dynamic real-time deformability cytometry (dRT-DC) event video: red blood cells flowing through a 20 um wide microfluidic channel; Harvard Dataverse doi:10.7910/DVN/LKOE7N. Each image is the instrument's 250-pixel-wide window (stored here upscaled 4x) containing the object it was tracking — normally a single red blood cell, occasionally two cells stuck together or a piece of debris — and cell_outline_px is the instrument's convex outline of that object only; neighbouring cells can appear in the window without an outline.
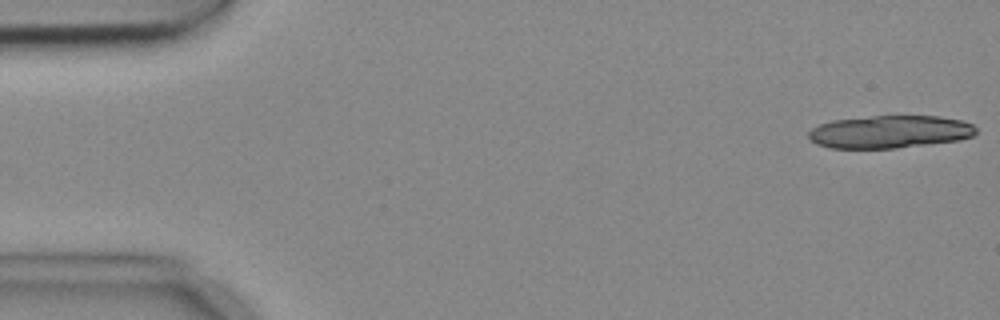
{"species": "common noctule bat (a hibernating species)", "species_latin": "Nyctalus noctula", "temperature_condition": "cold", "stored_images_in_passage": 6, "camera_frame_rate_fps": 3000, "um_per_image_px": 0.085, "animal": {"sex": "female", "body_mass_g": 18.4}, "frame": {"image": 1, "passage_image": 1, "time_ms": 0.0, "image_size_px": [1000, 320], "cell_outline_px": [[976, 132], [972, 136], [960, 140], [896, 148], [828, 148], [816, 144], [808, 140], [808, 132], [812, 128], [820, 124], [832, 120], [872, 116], [940, 116], [964, 120], [972, 124], [976, 128]], "centroid_in_image_um": [75.62, 11.2], "position_along_channel_um": 9.4, "area_um2": 32.14}}